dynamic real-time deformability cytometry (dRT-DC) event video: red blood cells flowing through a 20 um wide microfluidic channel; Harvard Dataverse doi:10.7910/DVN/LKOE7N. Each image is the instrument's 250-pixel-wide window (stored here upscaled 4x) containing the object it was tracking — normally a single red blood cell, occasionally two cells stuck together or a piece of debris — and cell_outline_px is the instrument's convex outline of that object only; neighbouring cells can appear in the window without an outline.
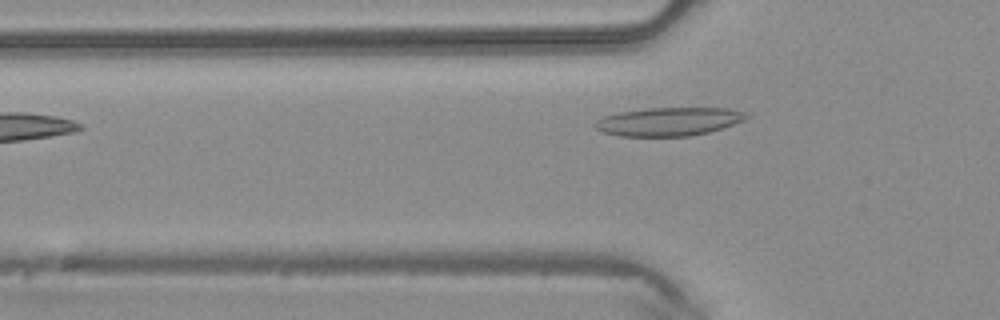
{"species": "common noctule bat (a hibernating species)", "species_latin": "Nyctalus noctula", "temperature_condition": "warm", "stored_images_in_passage": 3, "camera_frame_rate_fps": 3000, "um_per_image_px": 0.085, "animal": {"sex": "male", "body_mass_g": 20.4}, "frame": {"image": 1, "passage_image": 3, "time_ms": 0.667, "image_size_px": [1000, 320], "cell_outline_px": [[748, 116], [744, 120], [708, 132], [692, 136], [620, 136], [600, 132], [596, 128], [596, 120], [604, 116], [620, 112], [648, 108], [728, 108], [748, 112]], "centroid_in_image_um": [56.84, 10.33], "position_along_channel_um": 69.0, "area_um2": 24.97}}